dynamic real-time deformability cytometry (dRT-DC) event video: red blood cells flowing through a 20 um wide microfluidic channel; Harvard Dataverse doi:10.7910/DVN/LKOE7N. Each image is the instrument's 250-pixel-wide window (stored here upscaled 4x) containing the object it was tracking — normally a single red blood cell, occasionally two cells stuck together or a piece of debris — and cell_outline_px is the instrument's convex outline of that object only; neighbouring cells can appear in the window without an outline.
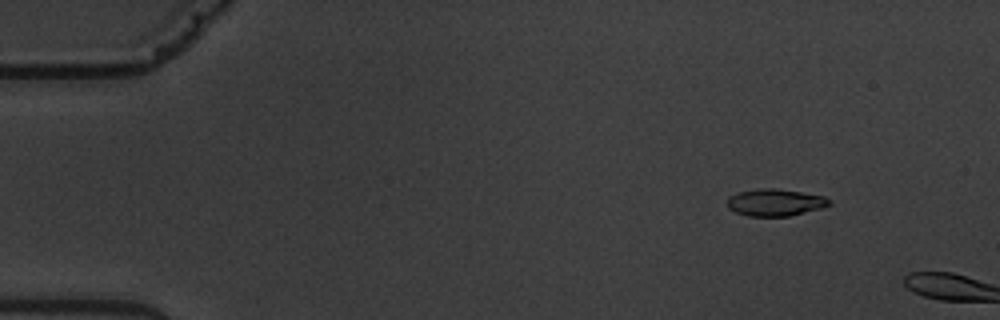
{"species": "common noctule bat (a hibernating species)", "species_latin": "Nyctalus noctula", "temperature_condition": "warm", "stored_images_in_passage": 3, "camera_frame_rate_fps": 3000, "um_per_image_px": 0.085, "animal": {"sex": "male", "body_mass_g": 19.5, "forearm_length_mm": 54.6}, "frame": {"image": 1, "passage_image": 2, "time_ms": 1.0, "image_size_px": [1000, 320], "cell_outline_px": [[832, 204], [820, 208], [788, 216], [748, 216], [736, 212], [728, 208], [728, 196], [736, 192], [760, 188], [776, 188], [824, 196]], "centroid_in_image_um": [65.84, 17.2], "position_along_channel_um": 19.2, "area_um2": 15.95}}